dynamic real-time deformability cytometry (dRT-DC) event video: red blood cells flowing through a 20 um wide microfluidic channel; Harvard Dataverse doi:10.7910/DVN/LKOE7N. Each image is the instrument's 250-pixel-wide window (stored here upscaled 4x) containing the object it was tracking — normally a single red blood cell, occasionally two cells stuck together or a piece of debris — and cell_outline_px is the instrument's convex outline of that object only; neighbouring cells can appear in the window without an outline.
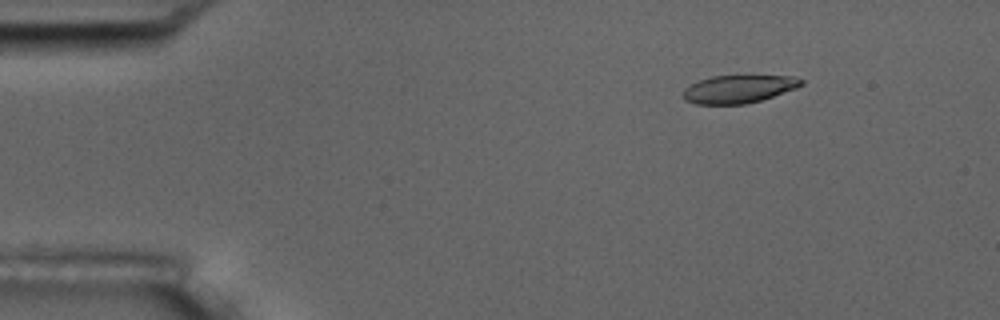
{"species": "common noctule bat (a hibernating species)", "species_latin": "Nyctalus noctula", "temperature_condition": "room temperature", "stored_images_in_passage": 5, "camera_frame_rate_fps": 3000, "um_per_image_px": 0.085, "animal": {"sex": "male", "body_mass_g": 17.5, "forearm_length_mm": 52.3}, "frame": {"image": 1, "passage_image": 3, "time_ms": 2.333, "image_size_px": [1000, 320], "cell_outline_px": [[804, 84], [796, 88], [760, 100], [744, 104], [696, 104], [684, 100], [684, 88], [700, 80], [712, 76], [792, 76], [804, 80]], "centroid_in_image_um": [62.78, 7.57], "position_along_channel_um": 22.2, "area_um2": 18.96}}